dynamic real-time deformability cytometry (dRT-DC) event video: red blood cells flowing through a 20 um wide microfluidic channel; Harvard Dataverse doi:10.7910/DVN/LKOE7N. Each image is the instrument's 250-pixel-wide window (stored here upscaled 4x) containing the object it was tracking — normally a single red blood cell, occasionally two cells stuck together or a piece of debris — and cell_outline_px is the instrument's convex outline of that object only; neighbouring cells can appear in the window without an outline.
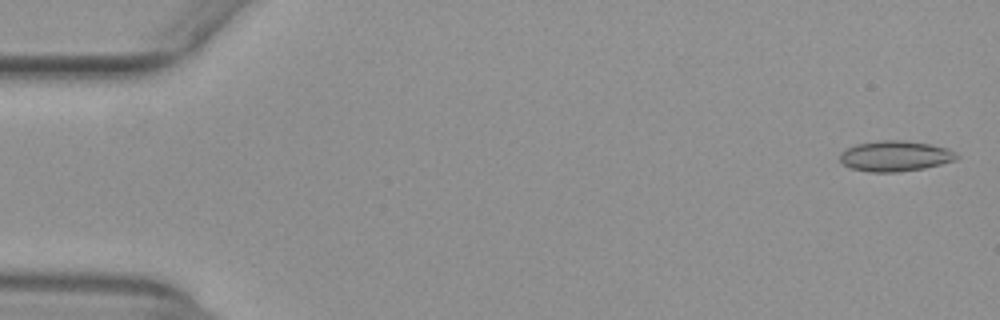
{"species": "common noctule bat (a hibernating species)", "species_latin": "Nyctalus noctula", "temperature_condition": "warm", "stored_images_in_passage": 49, "camera_frame_rate_fps": 3000, "um_per_image_px": 0.085, "animal": {"sex": "female", "body_mass_g": 29.2, "forearm_length_mm": 56.3}, "frame": {"image": 1, "passage_image": 2, "time_ms": 0.333, "image_size_px": [1000, 320], "cell_outline_px": [[960, 156], [956, 160], [924, 168], [896, 172], [868, 172], [852, 168], [844, 164], [840, 160], [840, 152], [856, 144], [880, 140], [904, 140], [928, 144], [948, 148]], "centroid_in_image_um": [76.09, 13.26], "position_along_channel_um": 8.9, "area_um2": 20.69}}
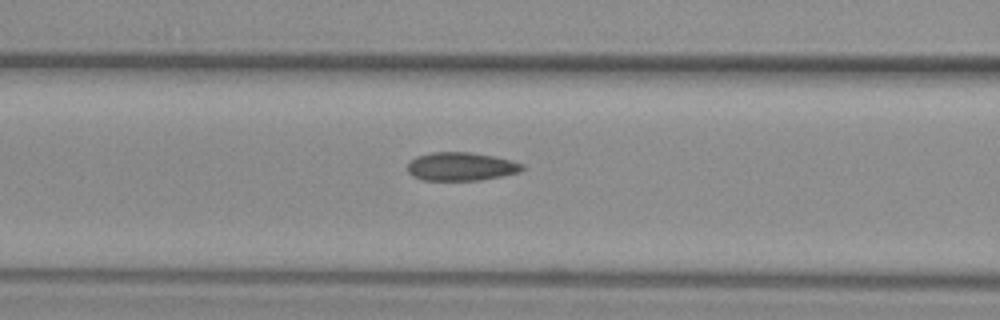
{"frame": {"image": 2, "passage_image": 22, "time_ms": 7.0, "image_size_px": [1000, 320], "cell_outline_px": [[524, 168], [520, 172], [480, 180], [424, 180], [412, 176], [408, 172], [408, 164], [416, 156], [432, 152], [472, 152], [496, 156], [512, 160], [524, 164]], "centroid_in_image_um": [39.21, 14.14], "position_along_channel_um": 127.4, "area_um2": 19.07}}
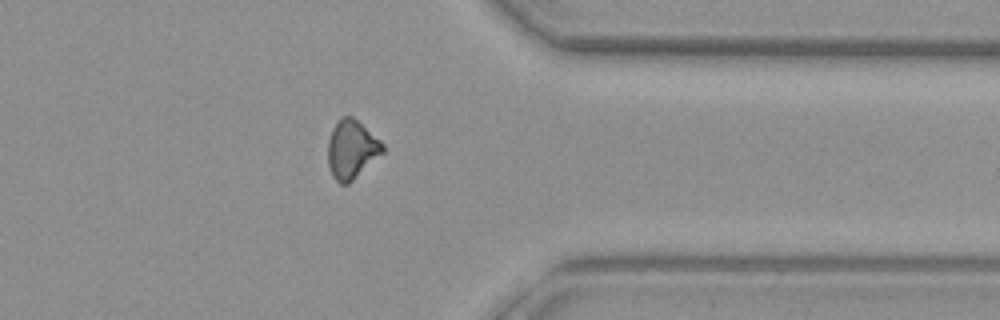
{"frame": {"image": 3, "passage_image": 42, "time_ms": 13.667, "image_size_px": [1000, 320], "cell_outline_px": [[384, 152], [348, 184], [340, 184], [332, 176], [328, 164], [328, 140], [332, 128], [340, 116], [352, 116], [380, 140], [384, 144]], "centroid_in_image_um": [29.87, 12.69], "position_along_channel_um": 381.5, "area_um2": 18.67}}